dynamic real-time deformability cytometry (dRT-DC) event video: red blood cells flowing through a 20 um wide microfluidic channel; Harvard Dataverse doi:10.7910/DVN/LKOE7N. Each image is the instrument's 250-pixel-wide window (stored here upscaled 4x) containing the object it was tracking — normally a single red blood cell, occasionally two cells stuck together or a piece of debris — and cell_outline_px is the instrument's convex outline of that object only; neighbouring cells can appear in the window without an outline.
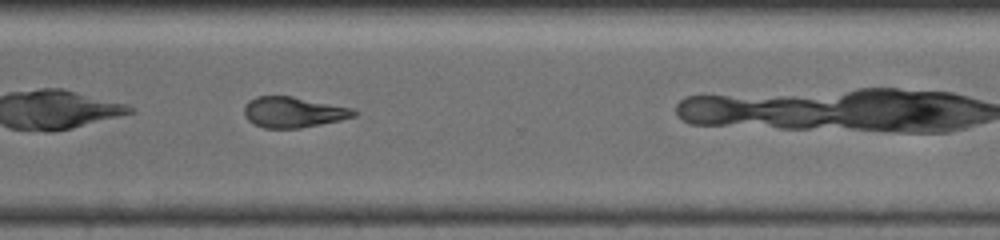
{"species": "common noctule bat (a hibernating species)", "species_latin": "Nyctalus noctula", "temperature_condition": "warm", "stored_images_in_passage": 29, "camera_frame_rate_fps": 3000, "um_per_image_px": 0.085, "animal": {"sex": "female", "body_mass_g": 19.5, "forearm_length_mm": 54.1}, "frame": {"image": 1, "passage_image": 25, "time_ms": 8.0, "image_size_px": [1000, 240], "cell_outline_px": [[356, 116], [340, 120], [300, 128], [264, 128], [248, 120], [244, 116], [244, 108], [248, 100], [256, 96], [292, 96], [352, 108], [356, 112]], "centroid_in_image_um": [24.9, 9.53], "position_along_channel_um": 345.7, "area_um2": 19.48}}